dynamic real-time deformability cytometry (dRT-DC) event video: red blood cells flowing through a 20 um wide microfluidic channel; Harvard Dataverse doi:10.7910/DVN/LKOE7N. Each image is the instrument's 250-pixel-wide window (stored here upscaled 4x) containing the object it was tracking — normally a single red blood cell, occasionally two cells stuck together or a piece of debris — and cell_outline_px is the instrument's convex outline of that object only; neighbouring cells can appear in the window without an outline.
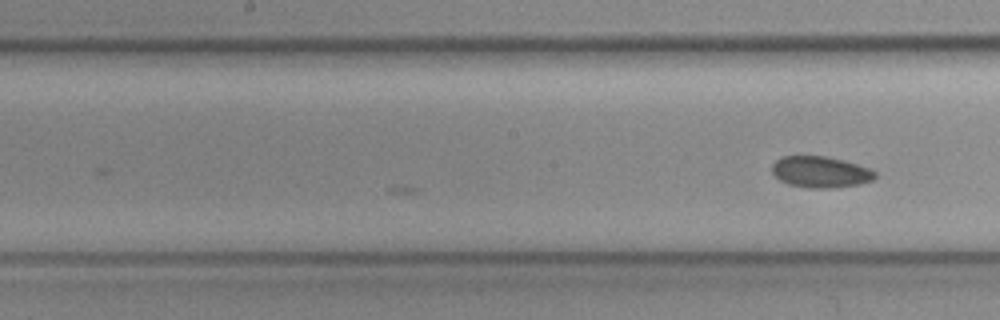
{"species": "common noctule bat (a hibernating species)", "species_latin": "Nyctalus noctula", "temperature_condition": "cold", "stored_images_in_passage": 10, "camera_frame_rate_fps": 3000, "um_per_image_px": 0.085, "animal": {"sex": "female", "body_mass_g": 19.3, "forearm_length_mm": 54.1}, "frame": {"image": 1, "passage_image": 10, "time_ms": 3.0, "image_size_px": [1000, 320], "cell_outline_px": [[876, 176], [872, 180], [860, 184], [832, 188], [812, 188], [788, 184], [780, 180], [772, 172], [772, 164], [776, 160], [784, 156], [824, 156], [844, 160], [868, 168], [876, 172]], "centroid_in_image_um": [69.74, 14.62], "position_along_channel_um": 178.5, "area_um2": 18.67}}